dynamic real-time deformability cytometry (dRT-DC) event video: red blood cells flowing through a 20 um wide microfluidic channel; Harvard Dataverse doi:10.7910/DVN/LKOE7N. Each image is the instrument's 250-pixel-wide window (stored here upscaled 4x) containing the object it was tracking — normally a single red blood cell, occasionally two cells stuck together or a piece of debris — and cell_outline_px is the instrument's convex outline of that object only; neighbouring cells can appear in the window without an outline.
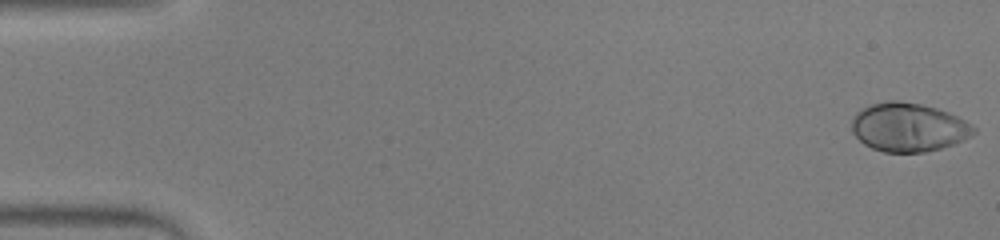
{"species": "human", "species_latin": "Homo sapiens", "temperature_condition": "warm", "stored_images_in_passage": 52, "camera_frame_rate_fps": 3000, "um_per_image_px": 0.085, "donor": {"sex": "male"}, "frame": {"image": 1, "passage_image": 1, "time_ms": 0.0, "image_size_px": [1000, 240], "cell_outline_px": [[976, 132], [972, 136], [964, 140], [940, 148], [924, 152], [884, 152], [872, 148], [864, 144], [852, 132], [852, 116], [856, 112], [872, 104], [888, 100], [896, 100], [920, 104], [936, 108], [948, 112], [964, 120], [976, 128]], "centroid_in_image_um": [77.21, 10.82], "position_along_channel_um": 7.8, "area_um2": 34.51}}
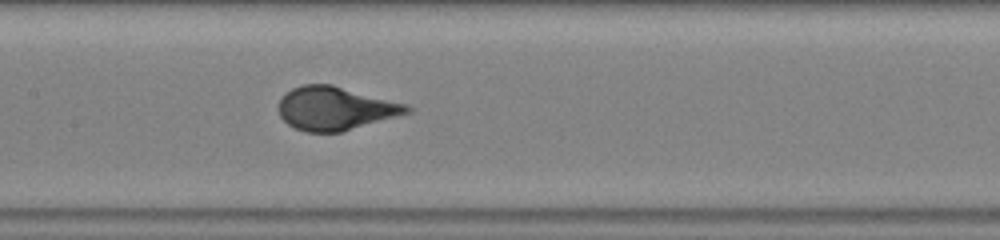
{"frame": {"image": 2, "passage_image": 26, "time_ms": 8.333, "image_size_px": [1000, 240], "cell_outline_px": [[412, 112], [340, 132], [304, 132], [288, 124], [280, 116], [280, 96], [292, 88], [304, 84], [332, 84], [408, 104], [412, 108]], "centroid_in_image_um": [28.51, 9.2], "position_along_channel_um": 178.9, "area_um2": 32.43}}
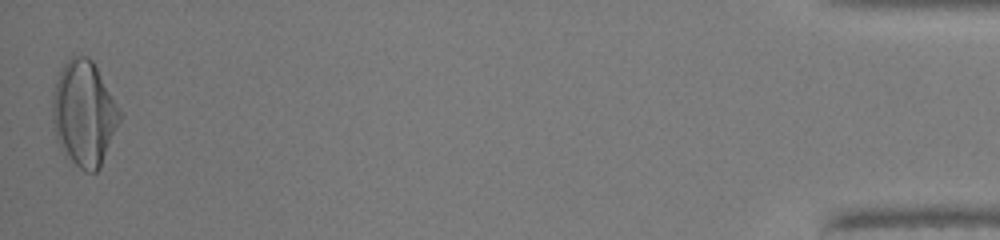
{"frame": {"image": 3, "passage_image": 52, "time_ms": 17.0, "image_size_px": [1000, 240], "cell_outline_px": [[124, 116], [100, 168], [96, 172], [84, 172], [64, 156], [60, 148], [56, 136], [52, 120], [52, 96], [56, 80], [64, 64], [72, 56], [88, 56], [92, 60], [124, 112]], "centroid_in_image_um": [7.18, 9.68], "position_along_channel_um": 428.0, "area_um2": 42.14}}